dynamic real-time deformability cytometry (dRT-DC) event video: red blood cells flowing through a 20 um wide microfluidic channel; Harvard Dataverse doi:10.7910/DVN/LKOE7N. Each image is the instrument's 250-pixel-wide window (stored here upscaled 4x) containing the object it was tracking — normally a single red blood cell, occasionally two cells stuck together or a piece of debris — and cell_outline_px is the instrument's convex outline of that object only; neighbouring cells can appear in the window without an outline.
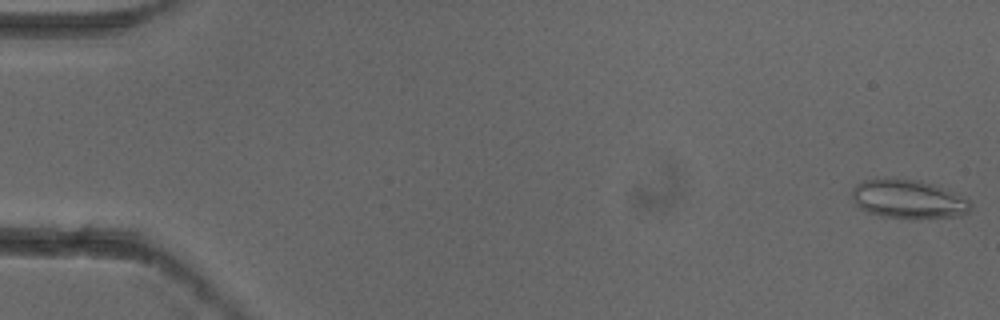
{"species": "common noctule bat (a hibernating species)", "species_latin": "Nyctalus noctula", "temperature_condition": "cold", "stored_images_in_passage": 4, "camera_frame_rate_fps": 3000, "um_per_image_px": 0.085, "animal": {"sex": "female"}, "frame": {"image": 1, "passage_image": 1, "time_ms": 0.0, "image_size_px": [1000, 320], "cell_outline_px": [[972, 204], [968, 212], [960, 216], [912, 220], [908, 220], [884, 216], [868, 212], [860, 208], [856, 204], [852, 196], [852, 188], [856, 184], [864, 180], [920, 180], [944, 188], [968, 200]], "centroid_in_image_um": [77.22, 16.97], "position_along_channel_um": 7.8, "area_um2": 26.65}}